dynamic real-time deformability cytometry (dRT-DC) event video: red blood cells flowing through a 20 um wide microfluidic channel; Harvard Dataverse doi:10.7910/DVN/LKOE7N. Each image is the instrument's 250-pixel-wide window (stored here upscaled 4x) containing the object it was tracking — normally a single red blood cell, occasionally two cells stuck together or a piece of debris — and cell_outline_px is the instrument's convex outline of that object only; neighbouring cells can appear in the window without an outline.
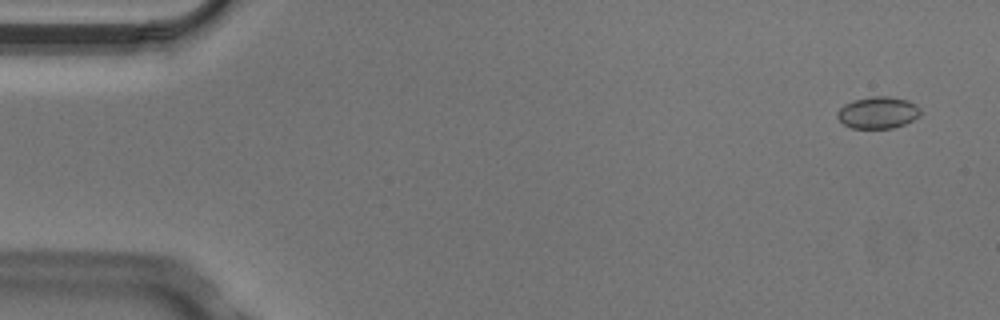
{"species": "Egyptian fruit bat (a non-hibernating species)", "species_latin": "Rousettus aegyptiacus", "temperature_condition": "cold", "stored_images_in_passage": 6, "camera_frame_rate_fps": 3000, "um_per_image_px": 0.085, "animal": {"sex": "male"}, "frame": {"image": 1, "passage_image": 1, "time_ms": 0.0, "image_size_px": [1000, 320], "cell_outline_px": [[920, 116], [904, 124], [892, 128], [852, 128], [844, 124], [836, 116], [836, 112], [844, 104], [852, 100], [872, 96], [888, 96], [908, 100], [916, 104], [920, 108]], "centroid_in_image_um": [74.62, 9.56], "position_along_channel_um": 10.4, "area_um2": 15.49}}